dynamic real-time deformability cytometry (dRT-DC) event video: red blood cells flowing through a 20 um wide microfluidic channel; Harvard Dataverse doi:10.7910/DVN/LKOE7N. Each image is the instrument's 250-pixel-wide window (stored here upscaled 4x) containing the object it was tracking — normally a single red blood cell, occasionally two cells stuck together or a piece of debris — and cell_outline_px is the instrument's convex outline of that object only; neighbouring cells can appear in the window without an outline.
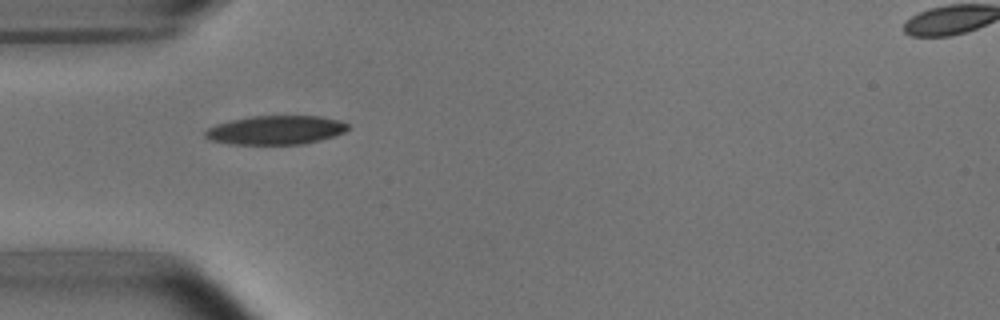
{"species": "common noctule bat (a hibernating species)", "species_latin": "Nyctalus noctula", "temperature_condition": "room temperature", "stored_images_in_passage": 2, "camera_frame_rate_fps": 3000, "um_per_image_px": 0.085, "animal": {"sex": "male", "body_mass_g": 15.6}, "frame": {"image": 1, "passage_image": 1, "time_ms": 0.0, "image_size_px": [1000, 320], "cell_outline_px": [[348, 128], [344, 132], [320, 140], [300, 144], [232, 144], [212, 140], [204, 136], [204, 132], [208, 128], [216, 124], [232, 120], [252, 116], [320, 116], [336, 120], [348, 124]], "centroid_in_image_um": [23.41, 11.05], "position_along_channel_um": 61.6, "area_um2": 23.7}}